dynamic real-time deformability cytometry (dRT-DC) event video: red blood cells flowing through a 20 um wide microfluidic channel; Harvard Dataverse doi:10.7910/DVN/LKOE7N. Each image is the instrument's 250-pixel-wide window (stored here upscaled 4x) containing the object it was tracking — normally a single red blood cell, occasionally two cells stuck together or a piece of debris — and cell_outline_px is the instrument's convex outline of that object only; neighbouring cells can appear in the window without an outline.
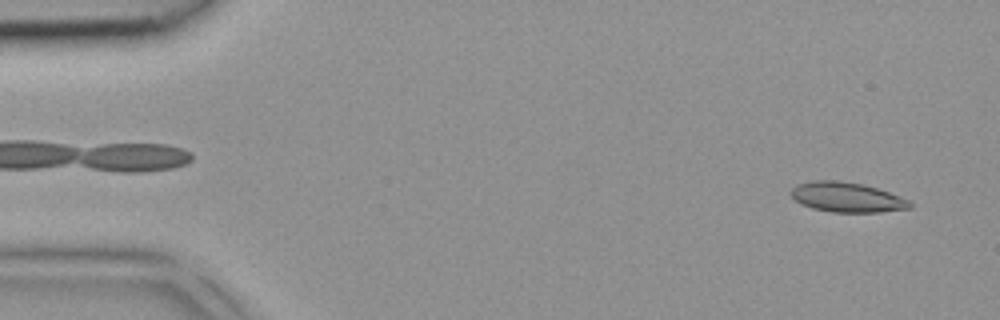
{"species": "common noctule bat (a hibernating species)", "species_latin": "Nyctalus noctula", "temperature_condition": "room temperature", "stored_images_in_passage": 42, "camera_frame_rate_fps": 3000, "um_per_image_px": 0.085, "animal": {"sex": "female", "body_mass_g": 18.4}, "frame": {"image": 1, "passage_image": 2, "time_ms": 0.333, "image_size_px": [1000, 320], "cell_outline_px": [[912, 208], [880, 212], [832, 212], [812, 208], [800, 204], [788, 192], [796, 184], [812, 180], [840, 180], [864, 184], [900, 196], [908, 200], [912, 204]], "centroid_in_image_um": [71.95, 16.75], "position_along_channel_um": 13.0, "area_um2": 20.87}}
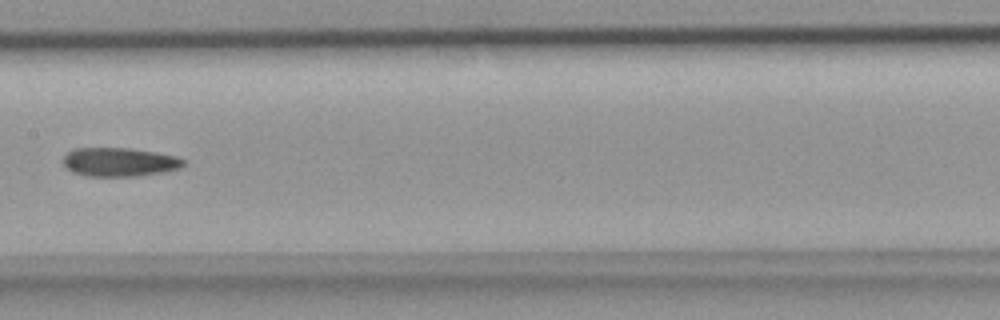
{"frame": {"image": 2, "passage_image": 21, "time_ms": 6.667, "image_size_px": [1000, 320], "cell_outline_px": [[184, 164], [180, 168], [160, 172], [136, 176], [88, 176], [72, 172], [64, 164], [64, 156], [68, 152], [76, 148], [128, 148], [156, 152], [176, 156], [184, 160]], "centroid_in_image_um": [10.14, 13.77], "position_along_channel_um": 197.3, "area_um2": 19.94}}
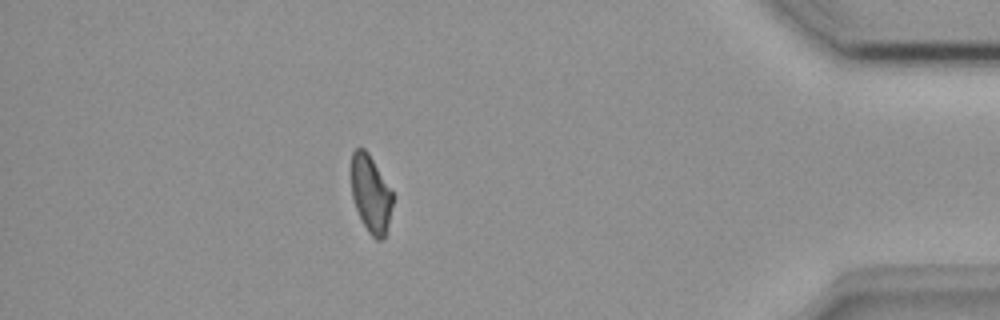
{"frame": {"image": 3, "passage_image": 37, "time_ms": 12.0, "image_size_px": [1000, 320], "cell_outline_px": [[392, 204], [388, 224], [384, 240], [376, 240], [368, 232], [356, 208], [352, 196], [352, 152], [360, 144], [368, 152], [392, 192]], "centroid_in_image_um": [31.51, 16.47], "position_along_channel_um": 403.7, "area_um2": 18.38}}